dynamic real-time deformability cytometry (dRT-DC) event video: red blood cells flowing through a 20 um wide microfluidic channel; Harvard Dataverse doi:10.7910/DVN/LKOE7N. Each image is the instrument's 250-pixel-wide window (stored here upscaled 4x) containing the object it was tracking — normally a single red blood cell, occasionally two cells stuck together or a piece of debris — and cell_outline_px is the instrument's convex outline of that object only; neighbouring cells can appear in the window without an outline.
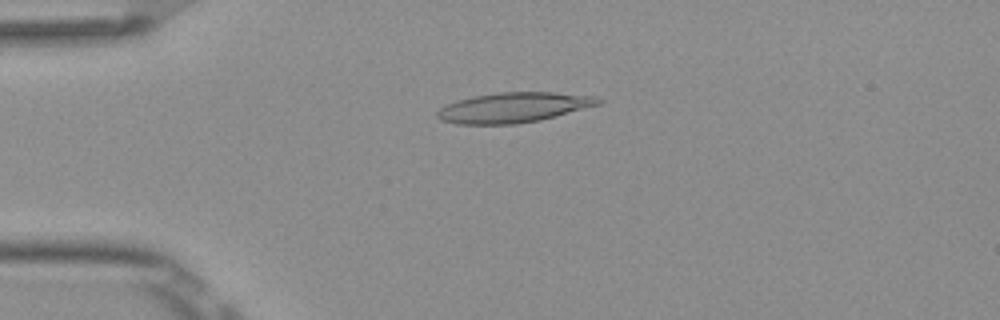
{"species": "Egyptian fruit bat (a non-hibernating species)", "species_latin": "Rousettus aegyptiacus", "temperature_condition": "room temperature", "stored_images_in_passage": 2, "camera_frame_rate_fps": 3000, "um_per_image_px": 0.085, "frame": {"image": 1, "passage_image": 1, "time_ms": 0.0, "image_size_px": [1000, 320], "cell_outline_px": [[604, 100], [600, 104], [540, 120], [516, 124], [456, 124], [440, 120], [436, 116], [436, 112], [440, 108], [456, 100], [472, 96], [500, 92], [556, 92], [596, 96]], "centroid_in_image_um": [43.65, 9.13], "position_along_channel_um": 41.4, "area_um2": 28.32}}